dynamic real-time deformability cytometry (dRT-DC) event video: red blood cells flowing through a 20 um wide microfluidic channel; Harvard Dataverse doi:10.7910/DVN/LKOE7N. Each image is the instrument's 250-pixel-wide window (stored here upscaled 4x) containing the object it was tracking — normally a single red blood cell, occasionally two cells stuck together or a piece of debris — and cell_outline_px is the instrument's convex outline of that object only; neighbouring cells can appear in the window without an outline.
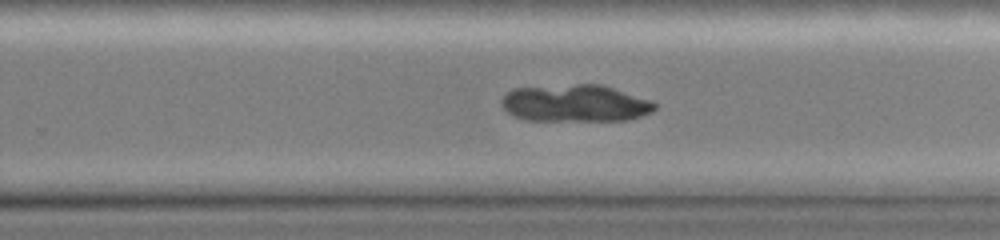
{"species": "common noctule bat (a hibernating species)", "species_latin": "Nyctalus noctula", "temperature_condition": "cold", "stored_images_in_passage": 54, "camera_frame_rate_fps": 3000, "um_per_image_px": 0.085, "animal": {"sex": "female", "body_mass_g": 19.0, "forearm_length_mm": 51.5}, "frame": {"image": 1, "passage_image": 29, "time_ms": 5.0, "image_size_px": [1000, 240], "cell_outline_px": [[656, 108], [652, 112], [628, 120], [524, 120], [512, 116], [500, 104], [500, 100], [512, 88], [576, 84], [600, 84], [652, 100], [656, 104]], "centroid_in_image_um": [48.88, 8.77], "position_along_channel_um": 280.9, "area_um2": 33.23}}
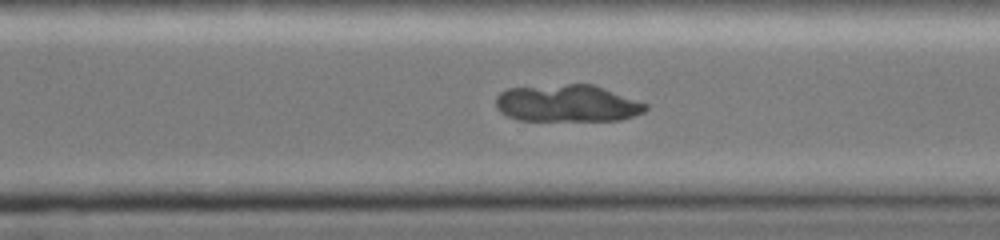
{"frame": {"image": 2, "passage_image": 35, "time_ms": 6.0, "image_size_px": [1000, 240], "cell_outline_px": [[648, 108], [644, 112], [620, 120], [516, 120], [500, 112], [496, 108], [496, 96], [500, 92], [508, 88], [568, 84], [596, 84], [648, 104]], "centroid_in_image_um": [48.23, 8.78], "position_along_channel_um": 322.4, "area_um2": 32.54}}
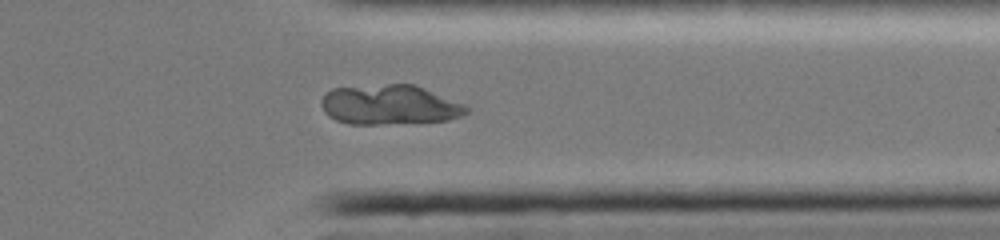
{"frame": {"image": 3, "passage_image": 42, "time_ms": 7.333, "image_size_px": [1000, 240], "cell_outline_px": [[468, 112], [460, 116], [448, 120], [380, 124], [348, 124], [336, 120], [328, 116], [324, 112], [320, 104], [320, 100], [332, 88], [388, 84], [412, 84], [464, 104], [468, 108]], "centroid_in_image_um": [33.06, 8.91], "position_along_channel_um": 378.3, "area_um2": 33.35}}